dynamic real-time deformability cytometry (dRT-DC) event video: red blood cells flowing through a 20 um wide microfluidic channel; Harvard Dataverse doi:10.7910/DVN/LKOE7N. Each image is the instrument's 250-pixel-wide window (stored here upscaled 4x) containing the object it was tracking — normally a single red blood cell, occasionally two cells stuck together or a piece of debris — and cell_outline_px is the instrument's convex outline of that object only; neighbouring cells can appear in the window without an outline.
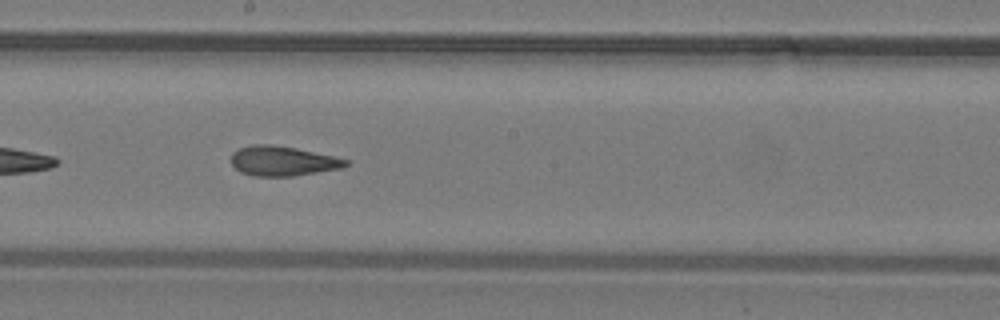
{"species": "common noctule bat (a hibernating species)", "species_latin": "Nyctalus noctula", "temperature_condition": "warm", "stored_images_in_passage": 38, "camera_frame_rate_fps": 3000, "um_per_image_px": 0.085, "animal": {"sex": "male", "body_mass_g": 19.2, "forearm_length_mm": 51.8}, "frame": {"image": 1, "passage_image": 22, "time_ms": 7.0, "image_size_px": [1000, 320], "cell_outline_px": [[348, 164], [344, 168], [292, 176], [252, 176], [240, 172], [232, 164], [232, 152], [240, 148], [252, 144], [272, 144], [296, 148], [332, 156], [348, 160]], "centroid_in_image_um": [24.01, 13.68], "position_along_channel_um": 224.2, "area_um2": 19.83}}
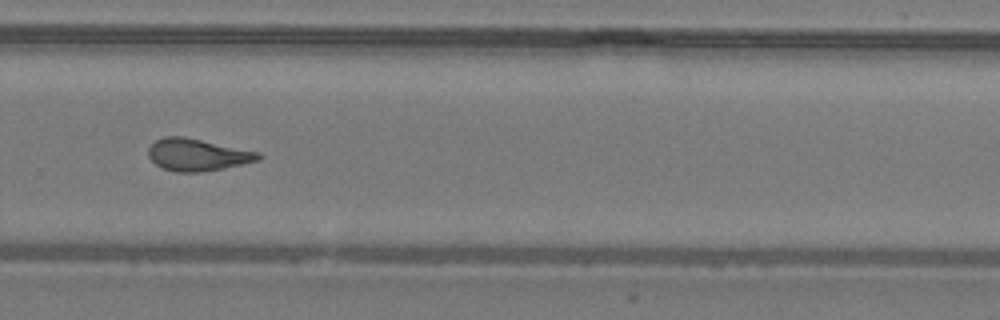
{"frame": {"image": 2, "passage_image": 27, "time_ms": 8.667, "image_size_px": [1000, 320], "cell_outline_px": [[264, 156], [260, 160], [224, 168], [200, 172], [176, 172], [164, 168], [156, 164], [148, 156], [148, 148], [156, 140], [164, 136], [184, 136], [260, 152]], "centroid_in_image_um": [16.8, 13.15], "position_along_channel_um": 313.0, "area_um2": 20.63}}